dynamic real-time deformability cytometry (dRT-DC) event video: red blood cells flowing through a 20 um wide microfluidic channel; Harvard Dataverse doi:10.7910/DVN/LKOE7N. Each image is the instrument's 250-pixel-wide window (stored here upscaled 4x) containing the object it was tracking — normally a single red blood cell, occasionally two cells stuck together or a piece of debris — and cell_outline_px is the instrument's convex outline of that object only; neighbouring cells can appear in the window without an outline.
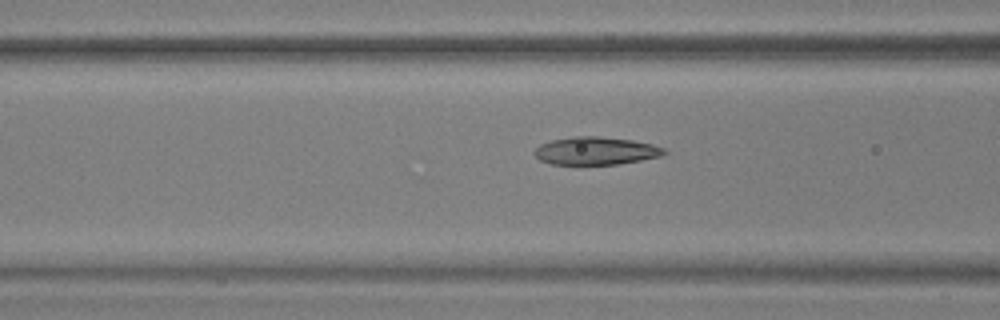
{"species": "common noctule bat (a hibernating species)", "species_latin": "Nyctalus noctula", "temperature_condition": "warm", "stored_images_in_passage": 40, "camera_frame_rate_fps": 3000, "um_per_image_px": 0.085, "animal": {"sex": "male", "body_mass_g": 17.9, "forearm_length_mm": 54.2}, "frame": {"image": 1, "passage_image": 11, "time_ms": 3.333, "image_size_px": [1000, 320], "cell_outline_px": [[668, 152], [660, 156], [640, 160], [616, 164], [552, 164], [540, 160], [532, 152], [540, 144], [552, 140], [576, 136], [596, 136], [632, 140], [652, 144], [664, 148]], "centroid_in_image_um": [50.63, 12.82], "position_along_channel_um": 116.0, "area_um2": 20.87}}
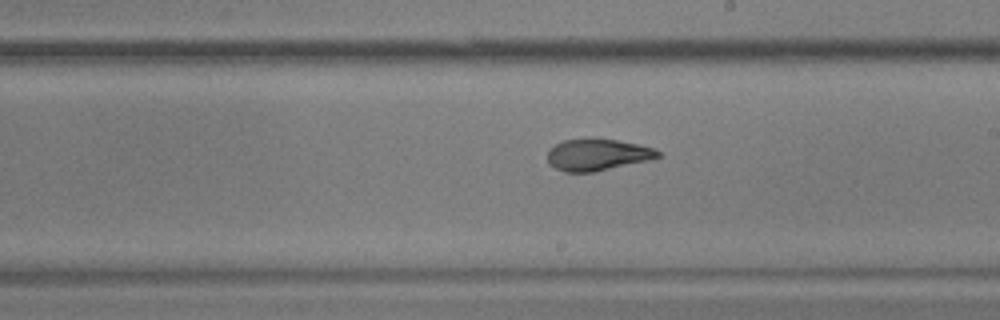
{"frame": {"image": 2, "passage_image": 21, "time_ms": 6.667, "image_size_px": [1000, 320], "cell_outline_px": [[660, 156], [648, 160], [592, 172], [564, 172], [548, 164], [548, 152], [556, 144], [564, 140], [592, 136], [640, 144], [656, 148], [660, 152]], "centroid_in_image_um": [50.78, 13.12], "position_along_channel_um": 238.2, "area_um2": 20.63}}
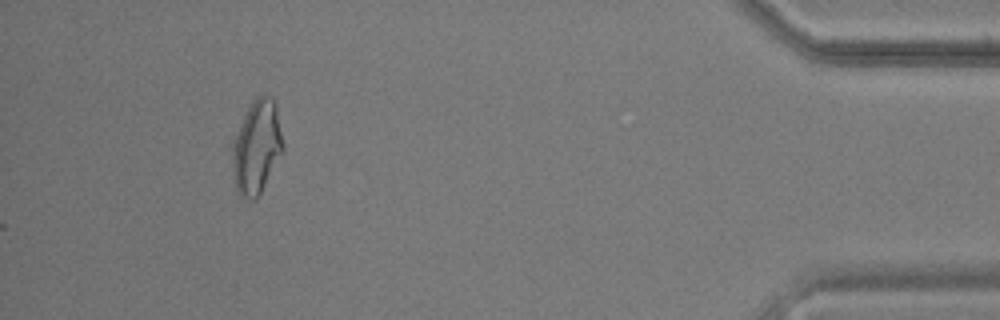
{"frame": {"image": 3, "passage_image": 40, "time_ms": 13.0, "image_size_px": [1000, 320], "cell_outline_px": [[284, 152], [256, 200], [252, 200], [240, 196], [236, 192], [224, 144], [252, 100], [256, 96], [264, 92], [276, 104], [284, 144]], "centroid_in_image_um": [21.68, 12.49], "position_along_channel_um": 413.5, "area_um2": 30.11}, "authors_computed_cell_mechanics": {"area_um2": 20.9525, "velocity_mm_per_s": 3.6655, "shape_relaxation_time_tau1_ms": 5.6703, "shape_relaxation_time_tau2_ms": 1.9423, "deformation_change_tau1": 0.1724, "deformation_change_tau2": 0.0914}}